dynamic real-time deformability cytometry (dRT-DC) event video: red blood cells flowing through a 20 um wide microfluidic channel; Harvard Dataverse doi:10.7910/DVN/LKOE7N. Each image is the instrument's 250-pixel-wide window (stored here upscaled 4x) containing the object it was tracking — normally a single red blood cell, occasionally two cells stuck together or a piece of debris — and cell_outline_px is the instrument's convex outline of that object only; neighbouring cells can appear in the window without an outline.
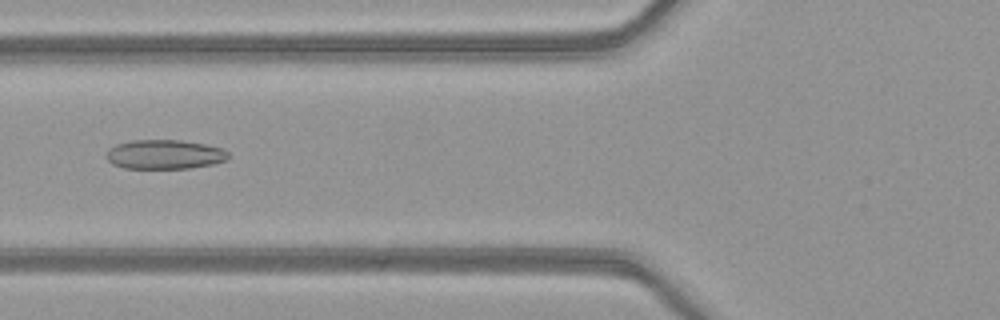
{"species": "common noctule bat (a hibernating species)", "species_latin": "Nyctalus noctula", "temperature_condition": "warm", "stored_images_in_passage": 37, "camera_frame_rate_fps": 3000, "um_per_image_px": 0.085, "animal": {"sex": "female", "body_mass_g": 21.9}, "frame": {"image": 1, "passage_image": 7, "time_ms": 2.0, "image_size_px": [1000, 320], "cell_outline_px": [[228, 160], [212, 164], [192, 168], [124, 168], [112, 164], [104, 156], [104, 152], [108, 148], [116, 144], [132, 140], [180, 140], [204, 144], [224, 148], [228, 152]], "centroid_in_image_um": [13.96, 13.12], "position_along_channel_um": 111.8, "area_um2": 21.1}}
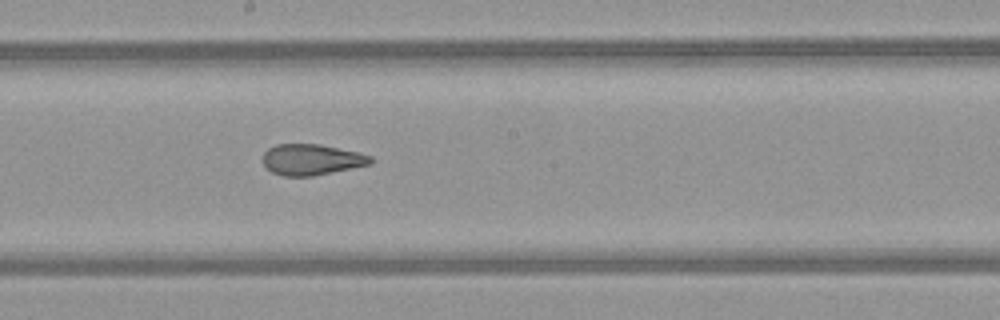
{"frame": {"image": 2, "passage_image": 15, "time_ms": 4.667, "image_size_px": [1000, 320], "cell_outline_px": [[372, 164], [312, 176], [284, 176], [272, 172], [260, 160], [264, 152], [268, 148], [276, 144], [320, 144], [356, 152], [372, 156]], "centroid_in_image_um": [26.45, 13.56], "position_along_channel_um": 221.8, "area_um2": 19.42}}
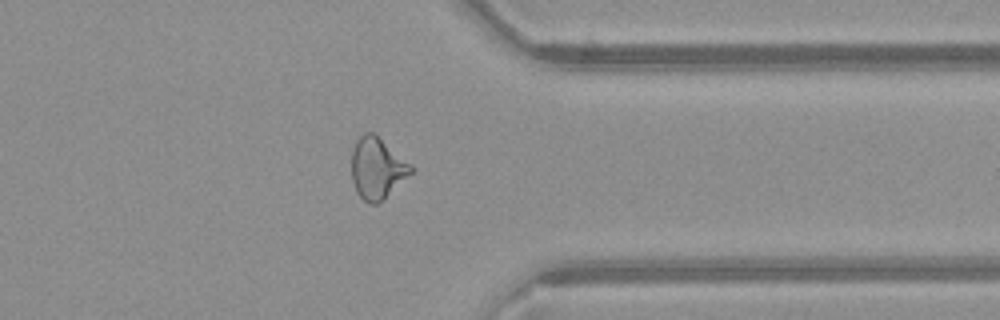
{"frame": {"image": 3, "passage_image": 27, "time_ms": 8.667, "image_size_px": [1000, 320], "cell_outline_px": [[416, 168], [412, 172], [376, 204], [368, 204], [356, 192], [352, 180], [352, 148], [356, 140], [364, 132], [372, 132], [412, 164]], "centroid_in_image_um": [32.04, 14.28], "position_along_channel_um": 379.4, "area_um2": 20.92}, "authors_computed_cell_mechanics": {"area_um2": 20.9236, "velocity_mm_per_s": 4.101, "shape_relaxation_time_tau1_ms": 10.9577, "shape_relaxation_time_tau2_ms": 1.666, "deformation_change_tau1": 0.2499, "deformation_change_tau2": 0.0916}}